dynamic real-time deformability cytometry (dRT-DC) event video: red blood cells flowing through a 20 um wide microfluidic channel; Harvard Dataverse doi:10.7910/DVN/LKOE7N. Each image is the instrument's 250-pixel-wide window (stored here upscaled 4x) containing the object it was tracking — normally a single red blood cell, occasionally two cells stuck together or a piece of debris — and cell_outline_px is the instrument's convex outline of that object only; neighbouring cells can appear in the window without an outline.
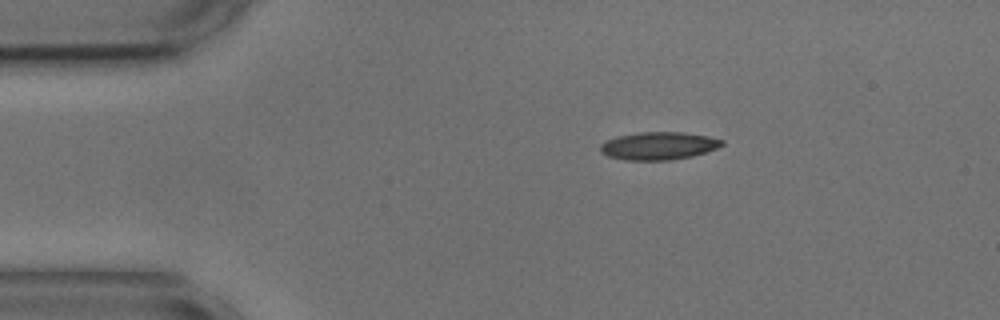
{"species": "common noctule bat (a hibernating species)", "species_latin": "Nyctalus noctula", "temperature_condition": "cold", "stored_images_in_passage": 46, "camera_frame_rate_fps": 3000, "um_per_image_px": 0.085, "animal": {"sex": "male", "body_mass_g": 17.9, "forearm_length_mm": 54.2}, "frame": {"image": 1, "passage_image": 1, "time_ms": 0.0, "image_size_px": [1000, 320], "cell_outline_px": [[724, 144], [716, 148], [692, 156], [672, 160], [628, 160], [608, 156], [600, 152], [600, 144], [604, 140], [616, 136], [640, 132], [684, 132], [708, 136], [724, 140]], "centroid_in_image_um": [55.95, 12.39], "position_along_channel_um": 29.0, "area_um2": 19.77}}
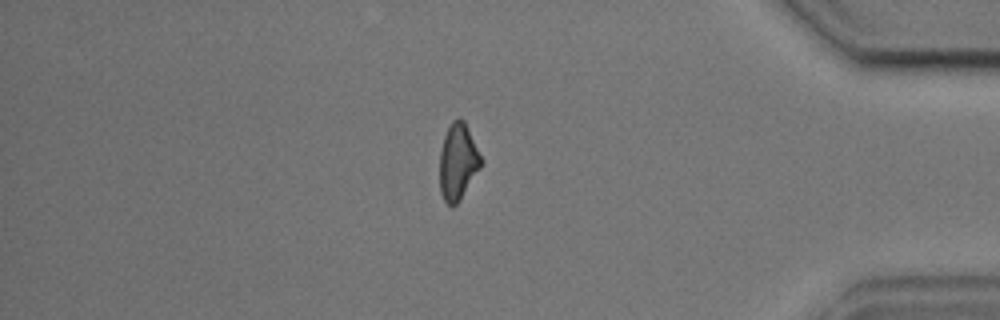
{"frame": {"image": 2, "passage_image": 38, "time_ms": 12.333, "image_size_px": [1000, 320], "cell_outline_px": [[484, 160], [480, 168], [460, 200], [452, 208], [444, 200], [440, 192], [440, 148], [444, 136], [452, 120], [460, 116], [464, 120]], "centroid_in_image_um": [38.93, 13.73], "position_along_channel_um": 396.3, "area_um2": 18.61}}
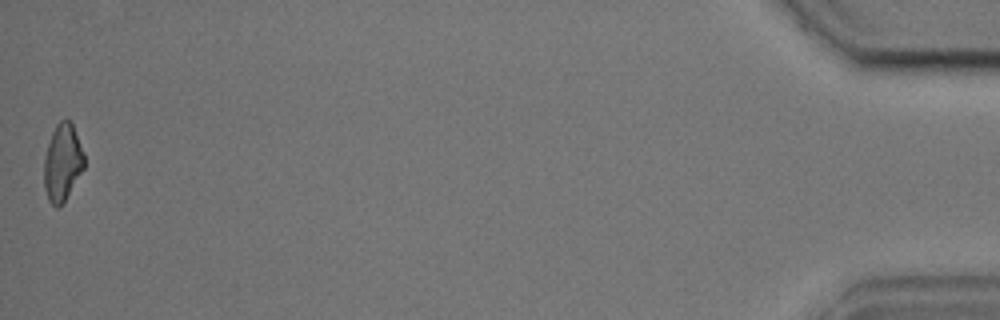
{"frame": {"image": 3, "passage_image": 46, "time_ms": 15.0, "image_size_px": [1000, 320], "cell_outline_px": [[84, 168], [64, 200], [56, 208], [48, 200], [44, 188], [44, 156], [52, 132], [56, 124], [60, 120], [68, 120], [72, 124], [84, 152]], "centroid_in_image_um": [5.3, 13.8], "position_along_channel_um": 429.9, "area_um2": 17.8}, "authors_computed_cell_mechanics": {"area_um2": 19.4786, "velocity_mm_per_s": 3.633, "shape_relaxation_time_tau1_ms": 3.8533, "shape_relaxation_time_tau2_ms": 4.5722, "deformation_change_tau1": 0.1261, "deformation_change_tau2": 0.1439}}